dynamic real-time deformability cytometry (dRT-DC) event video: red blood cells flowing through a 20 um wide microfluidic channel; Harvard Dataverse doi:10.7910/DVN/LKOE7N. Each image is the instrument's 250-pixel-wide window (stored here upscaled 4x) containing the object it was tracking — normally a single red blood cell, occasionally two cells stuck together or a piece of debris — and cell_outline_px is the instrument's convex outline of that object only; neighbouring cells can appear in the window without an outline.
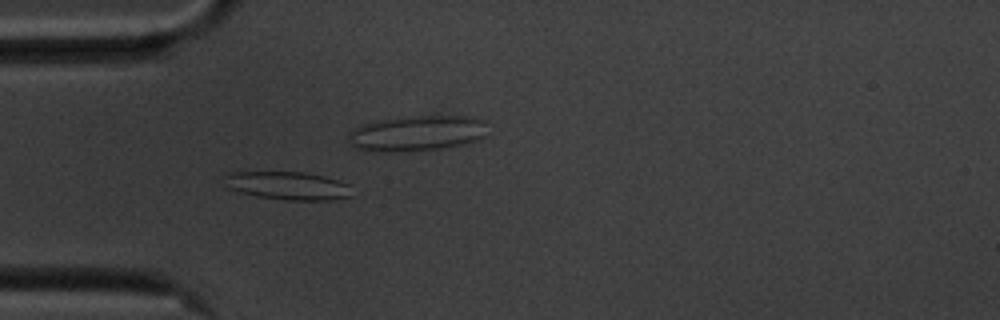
{"species": "common noctule bat (a hibernating species)", "species_latin": "Nyctalus noctula", "temperature_condition": "cold", "stored_images_in_passage": 36, "camera_frame_rate_fps": 3000, "um_per_image_px": 0.085, "animal": {"sex": "male", "body_mass_g": 20.1, "forearm_length_mm": 53.5}, "frame": {"image": 1, "passage_image": 6, "time_ms": 1.667, "image_size_px": [1000, 320], "cell_outline_px": [[352, 196], [328, 200], [284, 200], [256, 196], [224, 188], [224, 172], [304, 172], [324, 176], [348, 184]], "centroid_in_image_um": [24.37, 15.78], "position_along_channel_um": 60.6, "area_um2": 21.1}}
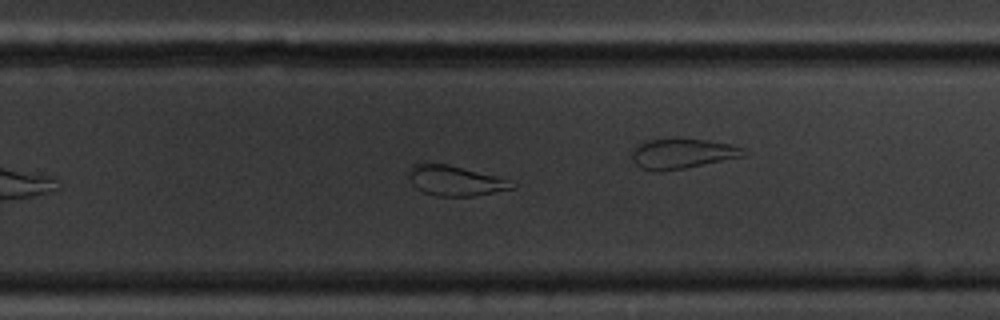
{"frame": {"image": 2, "passage_image": 26, "time_ms": 8.333, "image_size_px": [1000, 320], "cell_outline_px": [[516, 184], [512, 188], [472, 196], [436, 196], [424, 192], [416, 188], [412, 184], [408, 176], [412, 164], [448, 164], [496, 176]], "centroid_in_image_um": [38.64, 15.36], "position_along_channel_um": 291.2, "area_um2": 17.69}}
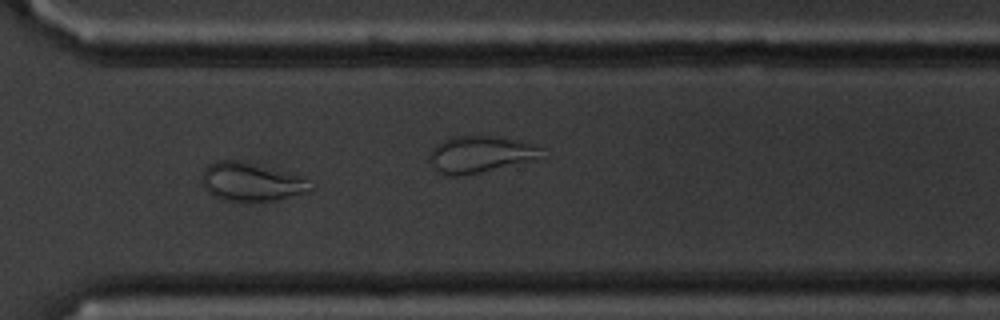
{"frame": {"image": 3, "passage_image": 31, "time_ms": 10.0, "image_size_px": [1000, 320], "cell_outline_px": [[316, 188], [312, 192], [276, 200], [224, 200], [212, 196], [204, 188], [204, 168], [208, 164], [216, 160], [236, 160], [304, 176], [316, 184]], "centroid_in_image_um": [21.47, 15.46], "position_along_channel_um": 349.1, "area_um2": 24.45}, "authors_computed_cell_mechanics": {"area_um2": 19.363, "velocity_mm_per_s": 3.4944, "shape_relaxation_time_tau1_ms": null, "shape_relaxation_time_tau2_ms": 2.0421, "deformation_change_tau1": null, "deformation_change_tau2": 0.0834}}